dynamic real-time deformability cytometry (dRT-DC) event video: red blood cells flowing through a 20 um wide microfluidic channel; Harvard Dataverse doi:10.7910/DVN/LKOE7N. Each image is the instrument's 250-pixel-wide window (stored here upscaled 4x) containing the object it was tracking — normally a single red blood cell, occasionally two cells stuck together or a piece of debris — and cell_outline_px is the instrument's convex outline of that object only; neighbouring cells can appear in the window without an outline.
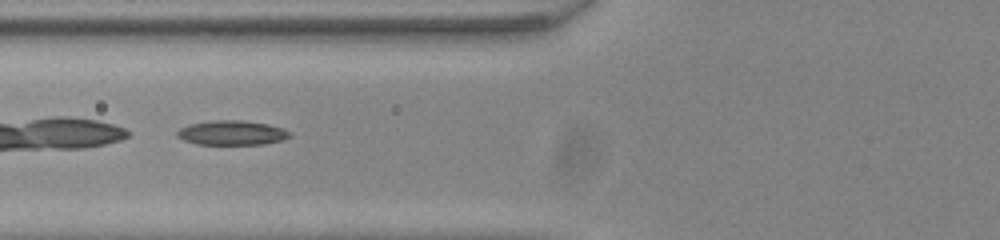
{"species": "common noctule bat (a hibernating species)", "species_latin": "Nyctalus noctula", "temperature_condition": "room temperature", "stored_images_in_passage": 45, "camera_frame_rate_fps": 3000, "um_per_image_px": 0.085, "animal": {"sex": "male", "body_mass_g": 20.0, "forearm_length_mm": 53.3}, "frame": {"image": 1, "passage_image": 15, "time_ms": 4.667, "image_size_px": [1000, 240], "cell_outline_px": [[292, 136], [280, 140], [264, 144], [196, 144], [184, 140], [176, 136], [176, 132], [180, 128], [188, 124], [212, 120], [240, 120], [268, 124], [292, 132]], "centroid_in_image_um": [19.68, 11.28], "position_along_channel_um": 106.1, "area_um2": 16.07}}
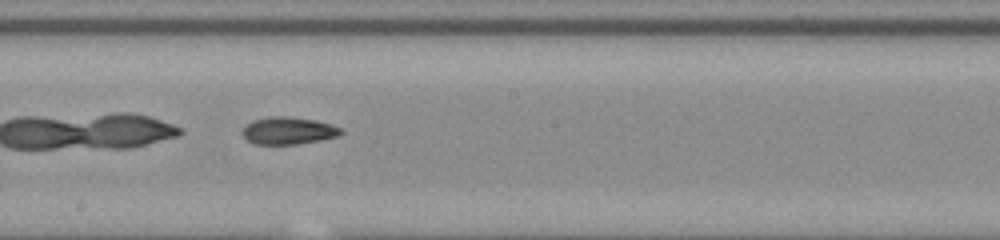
{"frame": {"image": 2, "passage_image": 24, "time_ms": 7.667, "image_size_px": [1000, 240], "cell_outline_px": [[344, 132], [340, 136], [324, 140], [296, 144], [256, 144], [248, 140], [240, 132], [252, 120], [268, 116], [288, 116], [316, 120], [340, 128]], "centroid_in_image_um": [24.53, 11.11], "position_along_channel_um": 223.7, "area_um2": 15.78}}
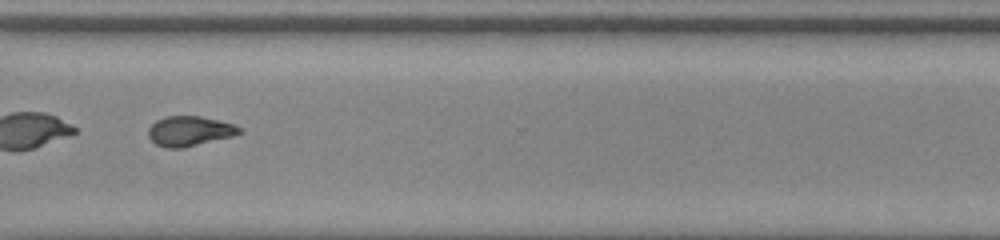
{"frame": {"image": 3, "passage_image": 34, "time_ms": 11.0, "image_size_px": [1000, 240], "cell_outline_px": [[244, 132], [232, 136], [184, 148], [164, 148], [156, 144], [148, 136], [148, 128], [156, 120], [164, 116], [200, 116], [232, 124], [244, 128]], "centroid_in_image_um": [16.11, 11.15], "position_along_channel_um": 354.5, "area_um2": 15.95}}